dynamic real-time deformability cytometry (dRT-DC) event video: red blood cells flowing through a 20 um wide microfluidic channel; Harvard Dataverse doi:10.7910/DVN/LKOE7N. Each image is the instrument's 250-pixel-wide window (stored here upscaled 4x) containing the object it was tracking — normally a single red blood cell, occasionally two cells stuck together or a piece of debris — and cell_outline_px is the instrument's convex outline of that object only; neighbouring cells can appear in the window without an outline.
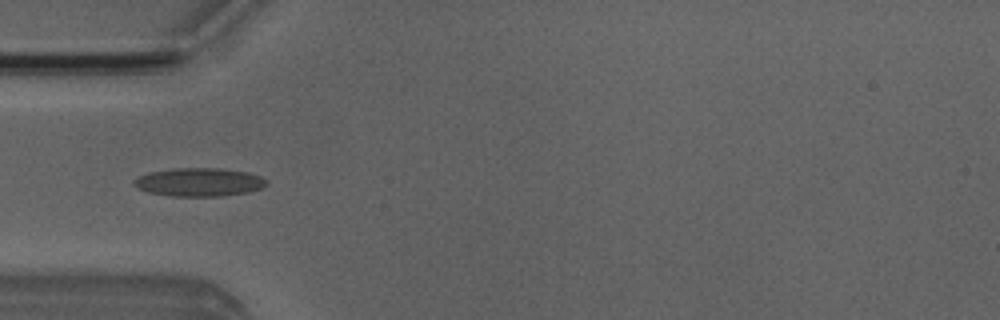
{"species": "Egyptian fruit bat (a non-hibernating species)", "species_latin": "Rousettus aegyptiacus", "temperature_condition": "room temperature", "stored_images_in_passage": 5, "camera_frame_rate_fps": 3000, "um_per_image_px": 0.085, "animal": {"sex": "male"}, "frame": {"image": 1, "passage_image": 5, "time_ms": 4.333, "image_size_px": [1000, 320], "cell_outline_px": [[268, 184], [264, 188], [248, 192], [220, 196], [172, 196], [148, 192], [136, 188], [132, 184], [132, 180], [148, 172], [172, 168], [220, 168], [248, 172], [260, 176], [268, 180]], "centroid_in_image_um": [16.93, 15.48], "position_along_channel_um": 68.1, "area_um2": 22.2}}